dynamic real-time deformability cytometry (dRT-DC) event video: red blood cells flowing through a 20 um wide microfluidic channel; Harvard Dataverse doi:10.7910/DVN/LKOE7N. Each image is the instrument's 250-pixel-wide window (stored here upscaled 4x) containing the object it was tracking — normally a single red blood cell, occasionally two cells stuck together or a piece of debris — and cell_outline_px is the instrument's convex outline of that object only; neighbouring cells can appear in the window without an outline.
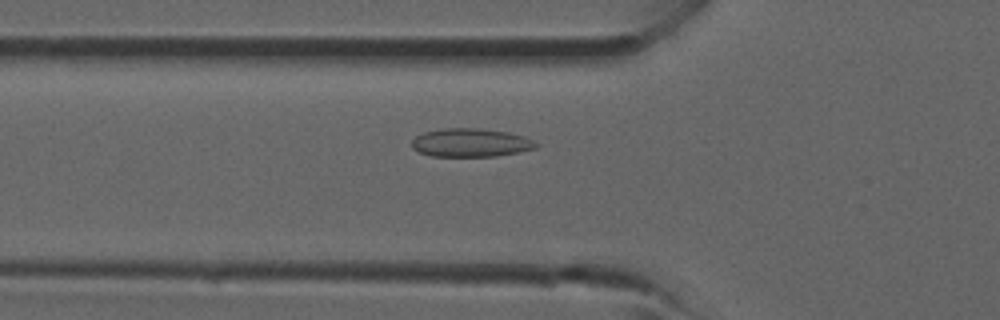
{"species": "common noctule bat (a hibernating species)", "species_latin": "Nyctalus noctula", "temperature_condition": "room temperature", "stored_images_in_passage": 27, "camera_frame_rate_fps": 3000, "um_per_image_px": 0.085, "animal": {"sex": "male", "forearm_length_mm": 52.5}, "frame": {"image": 1, "passage_image": 2, "time_ms": 0.333, "image_size_px": [1000, 320], "cell_outline_px": [[540, 144], [536, 148], [496, 156], [432, 156], [420, 152], [412, 148], [412, 140], [416, 136], [424, 132], [444, 128], [480, 128], [508, 132], [524, 136]], "centroid_in_image_um": [40.01, 12.12], "position_along_channel_um": 85.8, "area_um2": 20.52}}
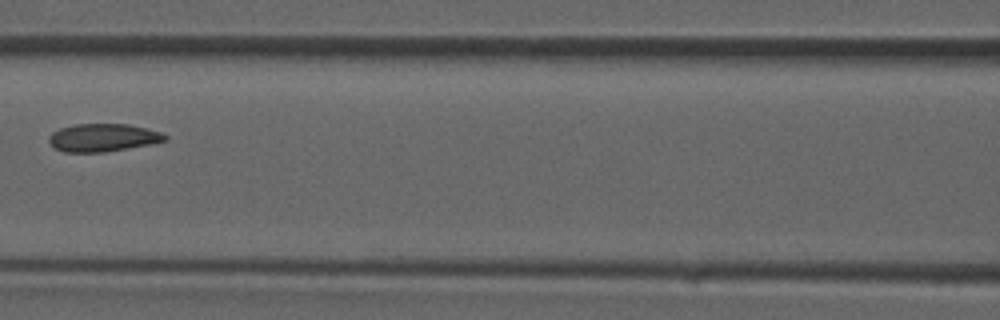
{"frame": {"image": 2, "passage_image": 6, "time_ms": 1.667, "image_size_px": [1000, 320], "cell_outline_px": [[168, 140], [152, 144], [104, 152], [64, 152], [56, 148], [48, 140], [48, 136], [52, 132], [60, 128], [76, 124], [128, 124], [160, 132], [168, 136]], "centroid_in_image_um": [8.76, 11.7], "position_along_channel_um": 157.8, "area_um2": 18.79}}
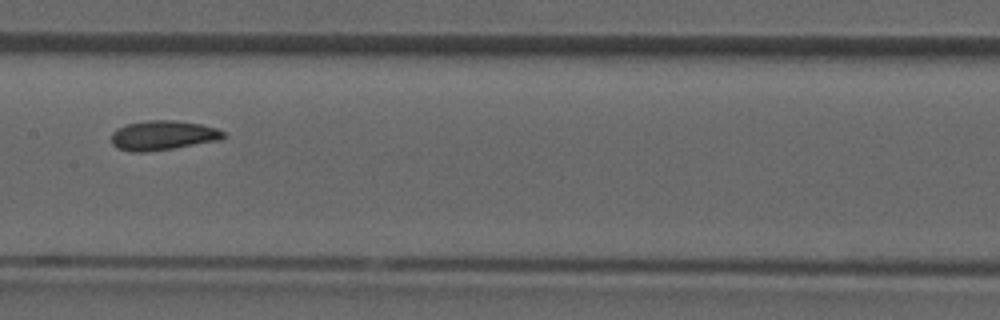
{"frame": {"image": 3, "passage_image": 8, "time_ms": 2.333, "image_size_px": [1000, 320], "cell_outline_px": [[224, 136], [220, 140], [172, 148], [144, 152], [132, 152], [116, 148], [112, 144], [112, 132], [116, 128], [128, 124], [148, 120], [176, 120], [200, 124], [216, 128], [224, 132]], "centroid_in_image_um": [13.81, 11.5], "position_along_channel_um": 193.6, "area_um2": 19.19}}